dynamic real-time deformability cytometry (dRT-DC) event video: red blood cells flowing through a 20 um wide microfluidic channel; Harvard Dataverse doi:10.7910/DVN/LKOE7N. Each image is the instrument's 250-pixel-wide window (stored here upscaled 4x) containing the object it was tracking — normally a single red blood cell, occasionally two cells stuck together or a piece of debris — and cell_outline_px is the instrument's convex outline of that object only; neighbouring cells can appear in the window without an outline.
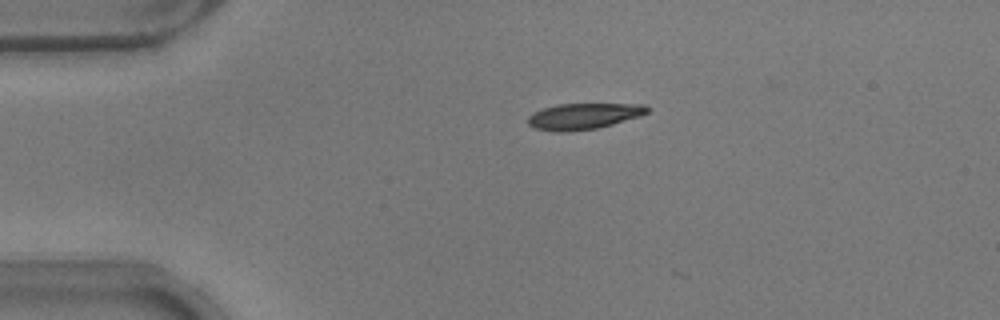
{"species": "common noctule bat (a hibernating species)", "species_latin": "Nyctalus noctula", "temperature_condition": "warm", "stored_images_in_passage": 6, "camera_frame_rate_fps": 3000, "um_per_image_px": 0.085, "animal": {"sex": "male", "body_mass_g": 17.9}, "frame": {"image": 1, "passage_image": 1, "time_ms": 0.0, "image_size_px": [1000, 320], "cell_outline_px": [[648, 112], [640, 116], [612, 124], [596, 128], [568, 132], [556, 132], [536, 128], [528, 124], [528, 116], [532, 112], [556, 104], [644, 104], [648, 108]], "centroid_in_image_um": [49.57, 9.87], "position_along_channel_um": 35.4, "area_um2": 18.03}}